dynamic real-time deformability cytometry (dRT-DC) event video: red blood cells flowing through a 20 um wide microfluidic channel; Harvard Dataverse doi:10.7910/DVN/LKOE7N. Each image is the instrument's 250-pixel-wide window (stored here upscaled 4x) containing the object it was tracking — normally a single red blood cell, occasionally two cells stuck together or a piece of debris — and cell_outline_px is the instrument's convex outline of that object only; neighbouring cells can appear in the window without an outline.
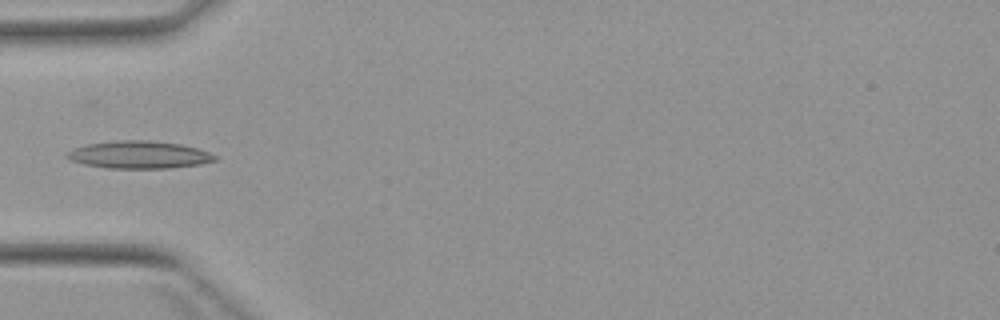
{"species": "Egyptian fruit bat (a non-hibernating species)", "species_latin": "Rousettus aegyptiacus", "temperature_condition": "warm", "stored_images_in_passage": 2, "camera_frame_rate_fps": 3000, "um_per_image_px": 0.085, "animal": {"sex": "female"}, "frame": {"image": 1, "passage_image": 2, "time_ms": 1.0, "image_size_px": [1000, 320], "cell_outline_px": [[216, 160], [200, 164], [168, 168], [108, 168], [84, 164], [68, 160], [64, 156], [72, 148], [88, 144], [116, 140], [148, 140], [180, 144], [196, 148], [208, 152], [216, 156]], "centroid_in_image_um": [11.76, 13.15], "position_along_channel_um": 73.2, "area_um2": 23.64}}